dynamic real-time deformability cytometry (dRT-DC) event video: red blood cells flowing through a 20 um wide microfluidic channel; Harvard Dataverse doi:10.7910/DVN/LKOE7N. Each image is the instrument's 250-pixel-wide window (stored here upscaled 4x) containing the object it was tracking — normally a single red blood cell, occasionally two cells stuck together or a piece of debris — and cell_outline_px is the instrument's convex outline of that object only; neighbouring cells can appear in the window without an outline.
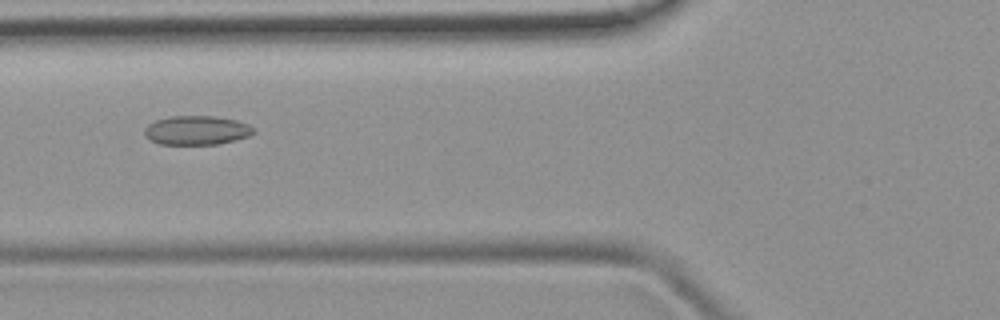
{"species": "common noctule bat (a hibernating species)", "species_latin": "Nyctalus noctula", "temperature_condition": "room temperature", "stored_images_in_passage": 40, "camera_frame_rate_fps": 3000, "um_per_image_px": 0.085, "animal": {"sex": "female", "body_mass_g": 19.9}, "frame": {"image": 1, "passage_image": 10, "time_ms": 3.0, "image_size_px": [1000, 320], "cell_outline_px": [[256, 132], [248, 136], [236, 140], [220, 144], [160, 144], [144, 136], [144, 128], [148, 124], [156, 120], [172, 116], [216, 116], [236, 120], [248, 124]], "centroid_in_image_um": [16.72, 11.07], "position_along_channel_um": 109.1, "area_um2": 18.5}}
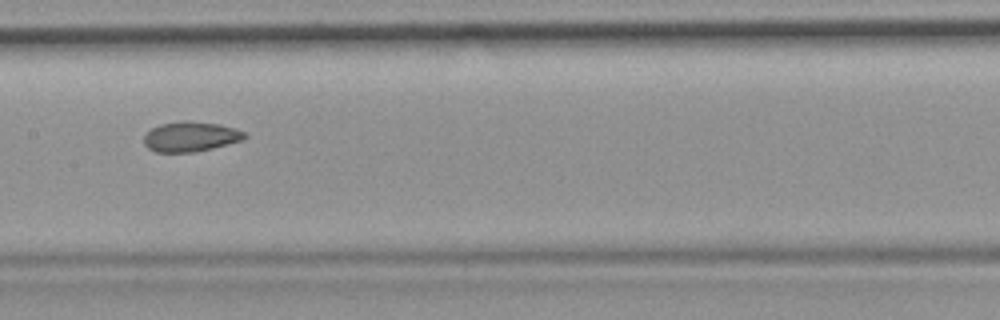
{"frame": {"image": 2, "passage_image": 16, "time_ms": 5.0, "image_size_px": [1000, 320], "cell_outline_px": [[248, 136], [240, 140], [212, 148], [196, 152], [156, 152], [148, 148], [144, 144], [144, 136], [152, 128], [160, 124], [184, 120], [188, 120], [220, 124], [236, 128], [244, 132]], "centroid_in_image_um": [16.19, 11.6], "position_along_channel_um": 191.2, "area_um2": 17.57}}
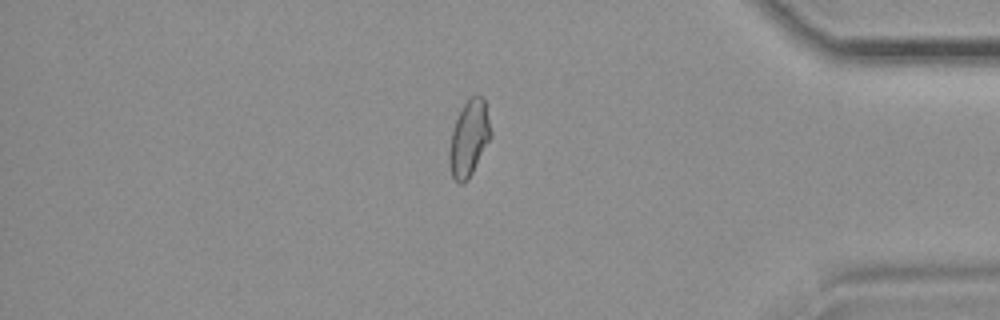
{"frame": {"image": 3, "passage_image": 33, "time_ms": 10.667, "image_size_px": [1000, 320], "cell_outline_px": [[492, 136], [468, 180], [464, 184], [460, 184], [452, 176], [448, 160], [448, 152], [452, 132], [456, 120], [464, 104], [472, 96], [484, 96], [492, 132]], "centroid_in_image_um": [39.88, 11.78], "position_along_channel_um": 395.3, "area_um2": 18.32}}